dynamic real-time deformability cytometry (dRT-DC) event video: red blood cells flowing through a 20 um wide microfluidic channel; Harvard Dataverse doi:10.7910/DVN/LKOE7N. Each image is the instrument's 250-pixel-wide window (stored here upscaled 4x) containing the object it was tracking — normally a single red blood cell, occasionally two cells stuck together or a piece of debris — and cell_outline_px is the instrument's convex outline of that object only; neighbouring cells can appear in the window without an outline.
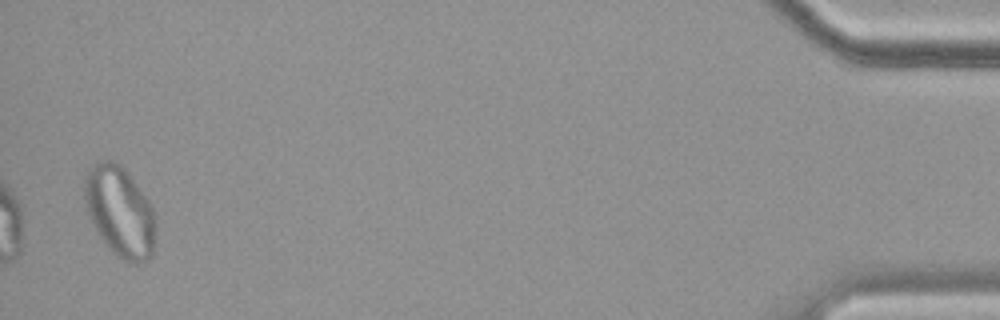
{"species": "common noctule bat (a hibernating species)", "species_latin": "Nyctalus noctula", "temperature_condition": "cold", "stored_images_in_passage": 43, "segment_of_instrument_passage": [2, 2], "camera_frame_rate_fps": 3000, "um_per_image_px": 0.085, "animal": {"sex": "female", "body_mass_g": 19.9}, "frame": {"image": 1, "passage_image": 42, "time_ms": 13.667, "image_size_px": [1000, 320], "cell_outline_px": [[156, 228], [152, 256], [148, 260], [136, 264], [128, 264], [116, 256], [108, 248], [100, 236], [88, 212], [84, 200], [84, 176], [92, 164], [100, 160], [112, 160], [120, 164], [128, 172], [152, 204], [156, 216]], "centroid_in_image_um": [10.22, 17.99], "position_along_channel_um": 425.0, "area_um2": 38.09}}